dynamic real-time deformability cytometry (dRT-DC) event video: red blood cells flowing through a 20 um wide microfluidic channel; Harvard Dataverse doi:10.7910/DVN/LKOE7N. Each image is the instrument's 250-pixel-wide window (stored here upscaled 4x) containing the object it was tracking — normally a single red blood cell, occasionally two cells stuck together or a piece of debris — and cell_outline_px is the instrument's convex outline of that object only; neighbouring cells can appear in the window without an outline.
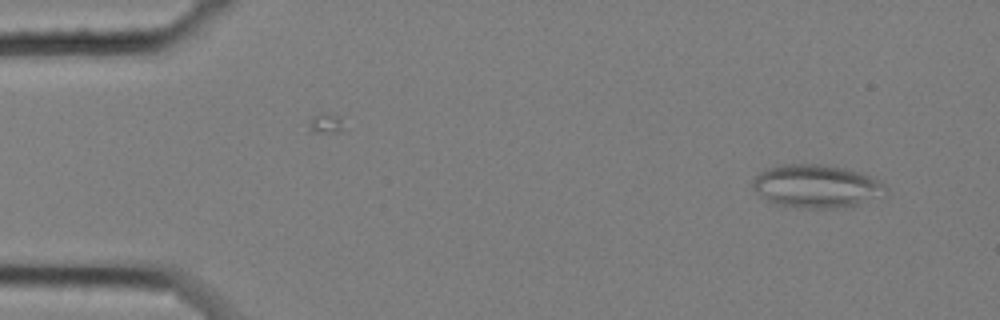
{"species": "common noctule bat (a hibernating species)", "species_latin": "Nyctalus noctula", "temperature_condition": "cold", "stored_images_in_passage": 57, "segment_of_instrument_passage": [1, 2], "camera_frame_rate_fps": 3000, "um_per_image_px": 0.085, "animal": {"sex": "female", "body_mass_g": 25.1}, "frame": {"image": 1, "passage_image": 4, "time_ms": 1.0, "image_size_px": [1000, 320], "cell_outline_px": [[888, 188], [852, 208], [804, 208], [776, 204], [768, 200], [756, 192], [752, 188], [752, 180], [764, 168], [784, 164], [820, 164], [844, 168], [860, 172], [880, 180]], "centroid_in_image_um": [69.34, 15.82], "position_along_channel_um": 15.7, "area_um2": 33.23}}